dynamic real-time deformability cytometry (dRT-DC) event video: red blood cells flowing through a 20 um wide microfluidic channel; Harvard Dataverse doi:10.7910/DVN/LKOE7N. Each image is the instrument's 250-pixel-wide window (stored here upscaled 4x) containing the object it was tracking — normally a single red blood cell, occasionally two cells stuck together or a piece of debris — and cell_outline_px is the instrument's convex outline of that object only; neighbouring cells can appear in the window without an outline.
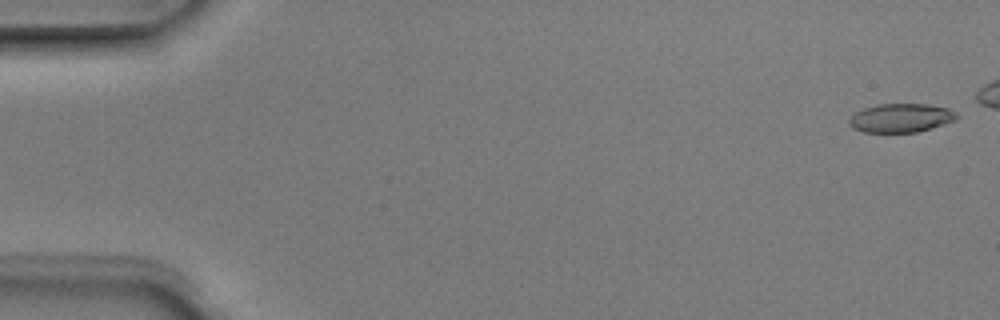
{"species": "Egyptian fruit bat (a non-hibernating species)", "species_latin": "Rousettus aegyptiacus", "temperature_condition": "room temperature", "stored_images_in_passage": 6, "camera_frame_rate_fps": 3000, "um_per_image_px": 0.085, "animal": {"sex": "male"}, "frame": {"image": 1, "passage_image": 1, "time_ms": 0.0, "image_size_px": [1000, 320], "cell_outline_px": [[960, 116], [956, 120], [944, 124], [916, 132], [864, 132], [852, 128], [848, 124], [848, 120], [856, 112], [864, 108], [876, 104], [928, 104], [948, 108], [956, 112]], "centroid_in_image_um": [76.58, 10.02], "position_along_channel_um": 8.4, "area_um2": 18.09}}
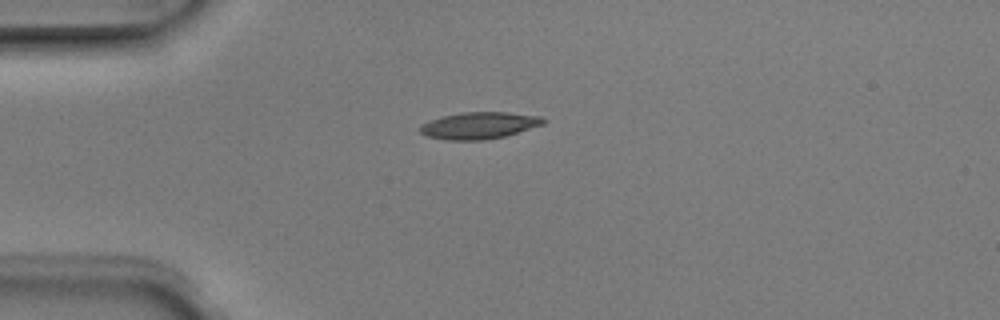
{"frame": {"image": 2, "passage_image": 6, "time_ms": 1.667, "image_size_px": [1000, 320], "cell_outline_px": [[544, 124], [504, 136], [484, 140], [444, 140], [428, 136], [420, 132], [420, 124], [444, 116], [460, 112], [508, 112], [540, 116], [544, 120]], "centroid_in_image_um": [40.71, 10.66], "position_along_channel_um": 44.3, "area_um2": 19.07}}